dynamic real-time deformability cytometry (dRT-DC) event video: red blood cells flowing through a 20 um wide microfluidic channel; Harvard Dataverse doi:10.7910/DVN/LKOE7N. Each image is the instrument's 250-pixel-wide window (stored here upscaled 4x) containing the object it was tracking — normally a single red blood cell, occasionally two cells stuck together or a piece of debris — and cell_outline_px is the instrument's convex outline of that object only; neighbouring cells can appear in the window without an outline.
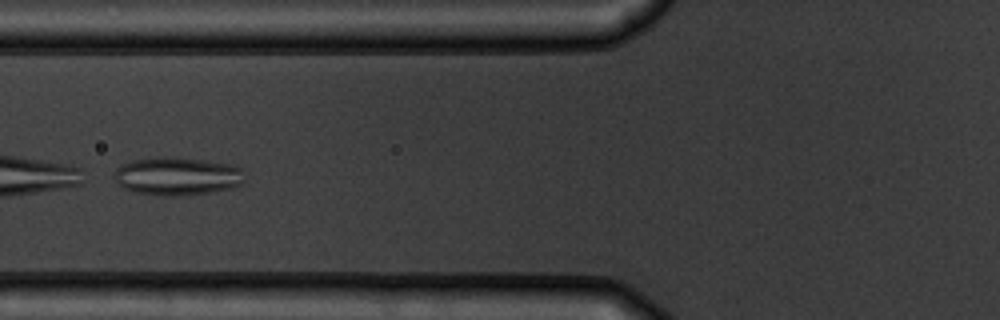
{"species": "common noctule bat (a hibernating species)", "species_latin": "Nyctalus noctula", "temperature_condition": "warm", "stored_images_in_passage": 5, "camera_frame_rate_fps": 3000, "um_per_image_px": 0.085, "animal": {"sex": "male", "body_mass_g": 19.5, "forearm_length_mm": 54.6}, "frame": {"image": 1, "passage_image": 5, "time_ms": 5.667, "image_size_px": [1000, 320], "cell_outline_px": [[244, 184], [232, 188], [208, 192], [180, 196], [156, 196], [136, 192], [124, 188], [116, 184], [116, 168], [120, 164], [136, 160], [156, 156], [172, 156], [208, 160], [232, 164], [240, 168], [244, 180]], "centroid_in_image_um": [15.07, 14.97], "position_along_channel_um": 110.7, "area_um2": 29.36}}